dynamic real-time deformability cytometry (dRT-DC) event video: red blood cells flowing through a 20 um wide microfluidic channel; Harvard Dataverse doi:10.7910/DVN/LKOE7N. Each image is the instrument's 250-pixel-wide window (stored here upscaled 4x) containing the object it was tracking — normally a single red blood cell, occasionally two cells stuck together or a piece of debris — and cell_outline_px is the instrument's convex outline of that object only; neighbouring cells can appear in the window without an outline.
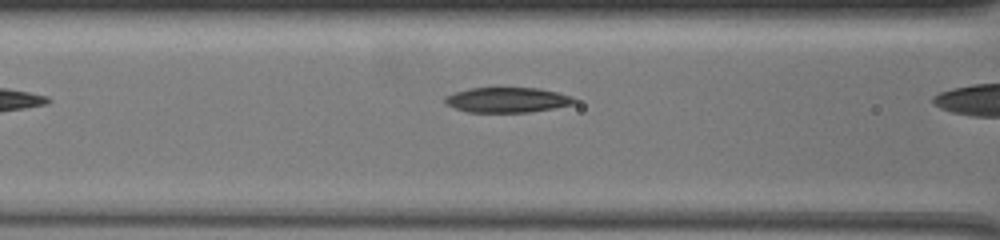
{"species": "common noctule bat (a hibernating species)", "species_latin": "Nyctalus noctula", "temperature_condition": "warm", "stored_images_in_passage": 16, "segment_of_instrument_passage": [2, 2], "camera_frame_rate_fps": 3000, "um_per_image_px": 0.085, "animal": {"sex": "female", "body_mass_g": 19.5, "forearm_length_mm": 54.1}, "frame": {"image": 1, "passage_image": 3, "time_ms": 0.667, "image_size_px": [1000, 240], "cell_outline_px": [[576, 100], [572, 104], [552, 108], [528, 112], [468, 112], [456, 108], [448, 104], [444, 100], [444, 96], [468, 88], [540, 88], [556, 92], [568, 96]], "centroid_in_image_um": [43.07, 8.49], "position_along_channel_um": 123.5, "area_um2": 18.55}}
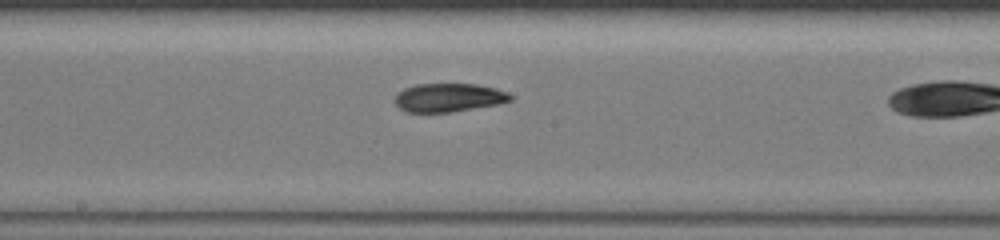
{"frame": {"image": 2, "passage_image": 11, "time_ms": 3.333, "image_size_px": [1000, 240], "cell_outline_px": [[512, 100], [496, 104], [448, 112], [408, 112], [400, 108], [396, 104], [396, 92], [404, 88], [416, 84], [476, 84], [496, 88], [512, 96]], "centroid_in_image_um": [38.1, 8.28], "position_along_channel_um": 210.1, "area_um2": 18.9}}
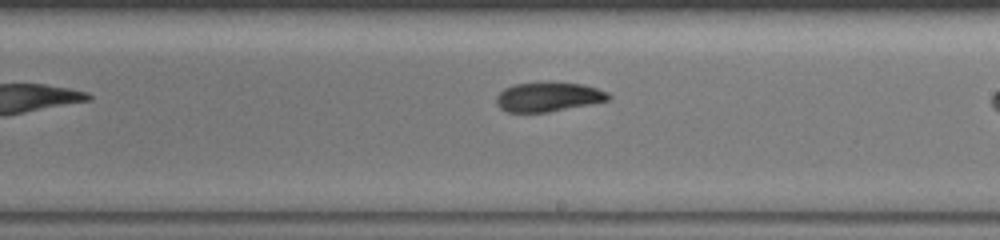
{"frame": {"image": 3, "passage_image": 14, "time_ms": 4.333, "image_size_px": [1000, 240], "cell_outline_px": [[612, 96], [608, 100], [548, 112], [508, 112], [500, 108], [496, 104], [496, 96], [504, 88], [512, 84], [552, 80], [584, 84], [608, 92]], "centroid_in_image_um": [46.58, 8.19], "position_along_channel_um": 242.4, "area_um2": 19.65}}